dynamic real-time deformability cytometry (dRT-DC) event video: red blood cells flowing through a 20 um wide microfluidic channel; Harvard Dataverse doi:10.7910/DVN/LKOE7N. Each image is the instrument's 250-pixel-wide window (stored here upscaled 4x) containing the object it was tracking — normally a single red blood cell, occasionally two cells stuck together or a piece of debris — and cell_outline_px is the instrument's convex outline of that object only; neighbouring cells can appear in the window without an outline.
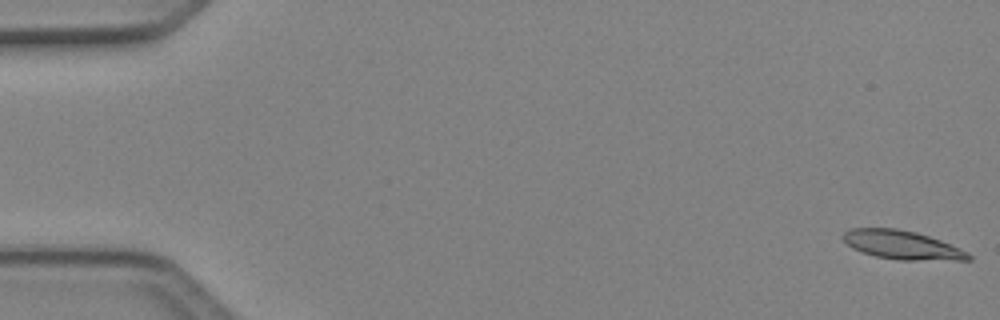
{"species": "Egyptian fruit bat (a non-hibernating species)", "species_latin": "Rousettus aegyptiacus", "temperature_condition": "cold", "stored_images_in_passage": 6, "camera_frame_rate_fps": 3000, "um_per_image_px": 0.085, "animal": {"sex": "female"}, "frame": {"image": 1, "passage_image": 1, "time_ms": 0.0, "image_size_px": [1000, 320], "cell_outline_px": [[972, 260], [896, 260], [876, 256], [852, 248], [840, 236], [844, 232], [852, 228], [896, 228], [916, 232], [940, 240], [960, 248], [968, 252], [972, 256]], "centroid_in_image_um": [76.69, 20.82], "position_along_channel_um": 8.3, "area_um2": 20.98}}
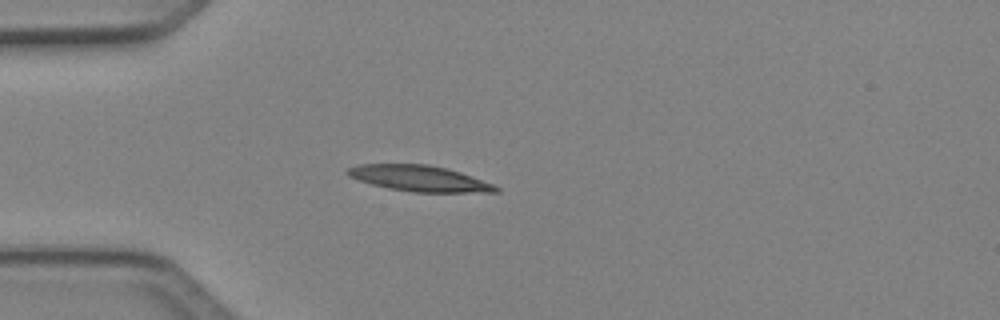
{"frame": {"image": 2, "passage_image": 5, "time_ms": 1.333, "image_size_px": [1000, 320], "cell_outline_px": [[500, 192], [412, 192], [388, 188], [372, 184], [348, 176], [344, 172], [348, 168], [360, 164], [428, 164], [448, 168], [472, 176], [492, 184], [500, 188]], "centroid_in_image_um": [35.64, 15.16], "position_along_channel_um": 49.4, "area_um2": 22.31}}